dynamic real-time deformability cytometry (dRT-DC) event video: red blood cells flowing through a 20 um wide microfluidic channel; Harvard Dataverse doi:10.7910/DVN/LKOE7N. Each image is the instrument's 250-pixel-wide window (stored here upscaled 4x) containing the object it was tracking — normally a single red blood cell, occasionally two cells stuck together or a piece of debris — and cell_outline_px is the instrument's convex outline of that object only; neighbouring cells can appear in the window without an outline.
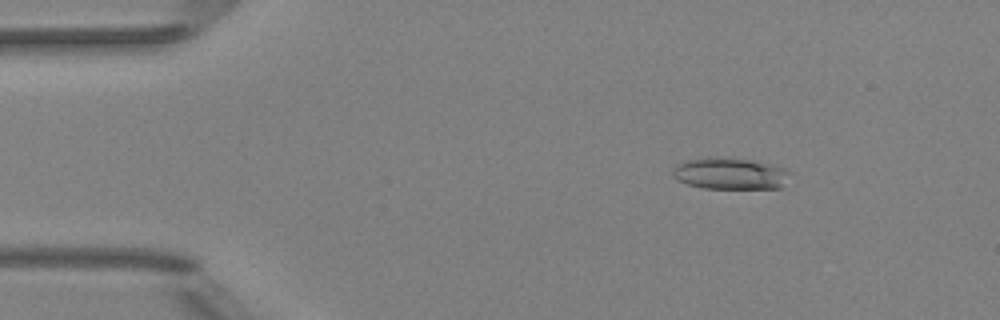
{"species": "Egyptian fruit bat (a non-hibernating species)", "species_latin": "Rousettus aegyptiacus", "temperature_condition": "room temperature", "stored_images_in_passage": 8, "camera_frame_rate_fps": 3000, "um_per_image_px": 0.085, "animal": {"sex": "female"}, "frame": {"image": 1, "passage_image": 3, "time_ms": 2.333, "image_size_px": [1000, 320], "cell_outline_px": [[788, 172], [780, 188], [704, 188], [688, 184], [676, 180], [672, 172], [680, 164], [688, 160], [708, 156], [748, 160], [772, 164], [784, 168]], "centroid_in_image_um": [62.02, 14.75], "position_along_channel_um": 23.0, "area_um2": 21.04}}
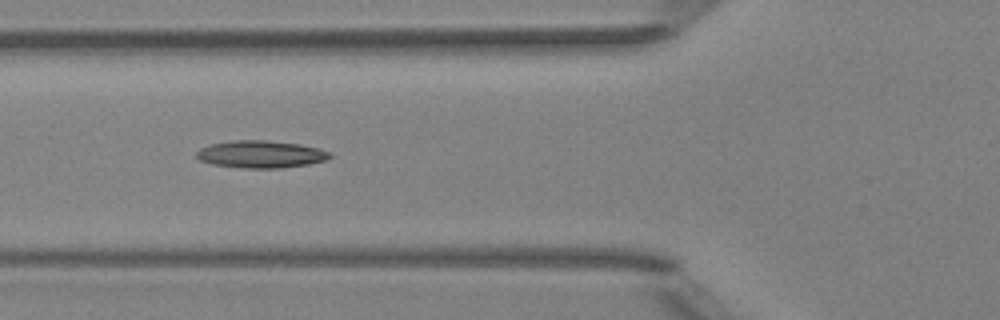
{"frame": {"image": 2, "passage_image": 6, "time_ms": 6.333, "image_size_px": [1000, 320], "cell_outline_px": [[332, 156], [328, 160], [308, 164], [280, 168], [240, 168], [212, 164], [200, 160], [196, 156], [196, 152], [200, 148], [212, 144], [232, 140], [264, 140], [300, 144], [320, 148], [332, 152]], "centroid_in_image_um": [22.21, 13.11], "position_along_channel_um": 103.6, "area_um2": 21.39}}
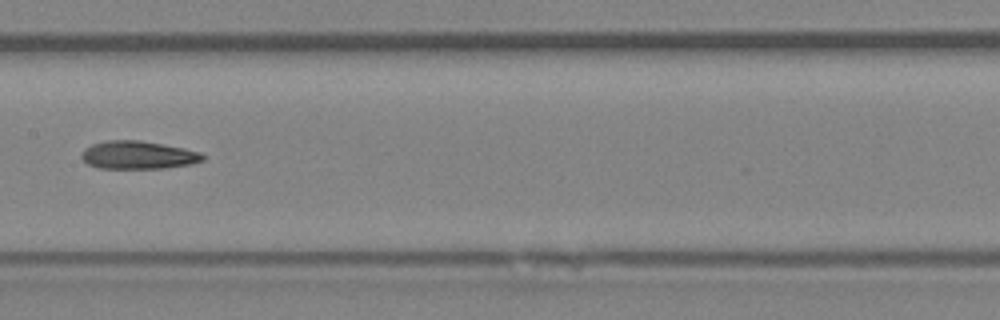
{"frame": {"image": 3, "passage_image": 8, "time_ms": 8.667, "image_size_px": [1000, 320], "cell_outline_px": [[204, 160], [188, 164], [164, 168], [100, 168], [88, 164], [80, 156], [84, 148], [92, 144], [108, 140], [140, 140], [184, 148], [200, 152], [204, 156]], "centroid_in_image_um": [11.71, 13.17], "position_along_channel_um": 195.7, "area_um2": 19.65}}